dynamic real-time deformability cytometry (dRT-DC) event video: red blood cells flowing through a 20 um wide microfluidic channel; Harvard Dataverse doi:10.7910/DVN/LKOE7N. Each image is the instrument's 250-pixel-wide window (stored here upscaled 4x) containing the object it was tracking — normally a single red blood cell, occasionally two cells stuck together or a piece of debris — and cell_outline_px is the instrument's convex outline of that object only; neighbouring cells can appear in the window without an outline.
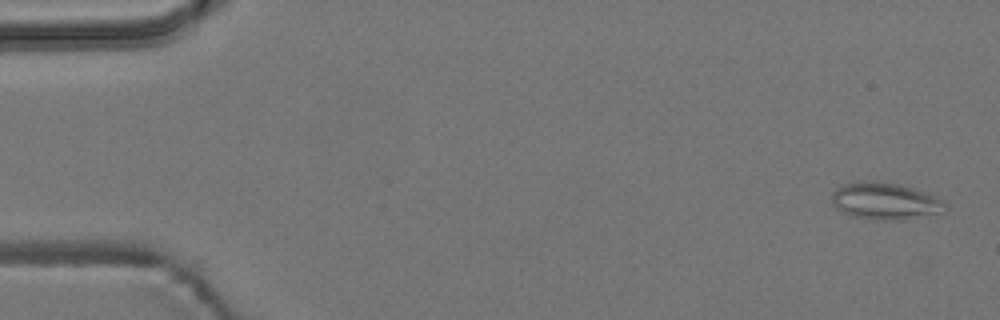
{"species": "common noctule bat (a hibernating species)", "species_latin": "Nyctalus noctula", "temperature_condition": "room temperature", "stored_images_in_passage": 56, "camera_frame_rate_fps": 3000, "um_per_image_px": 0.085, "animal": {"sex": "male", "body_mass_g": 19.2, "forearm_length_mm": 51.8}, "frame": {"image": 1, "passage_image": 2, "time_ms": 0.333, "image_size_px": [1000, 320], "cell_outline_px": [[948, 208], [944, 212], [904, 220], [880, 220], [852, 216], [836, 208], [832, 204], [832, 192], [840, 184], [856, 180], [872, 180], [900, 184], [928, 192], [944, 200], [948, 204]], "centroid_in_image_um": [75.26, 17.07], "position_along_channel_um": 9.7, "area_um2": 25.14}}
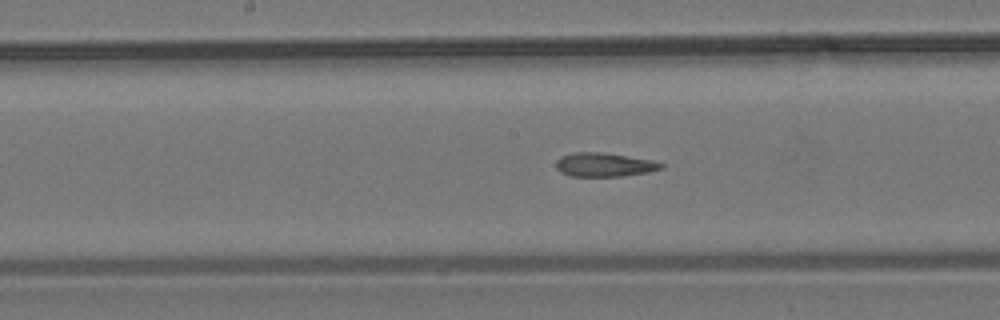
{"frame": {"image": 2, "passage_image": 28, "time_ms": 9.0, "image_size_px": [1000, 320], "cell_outline_px": [[664, 168], [648, 172], [620, 176], [568, 176], [560, 172], [556, 168], [556, 160], [560, 156], [572, 152], [600, 152], [652, 160], [664, 164]], "centroid_in_image_um": [51.32, 14.0], "position_along_channel_um": 196.9, "area_um2": 14.62}}
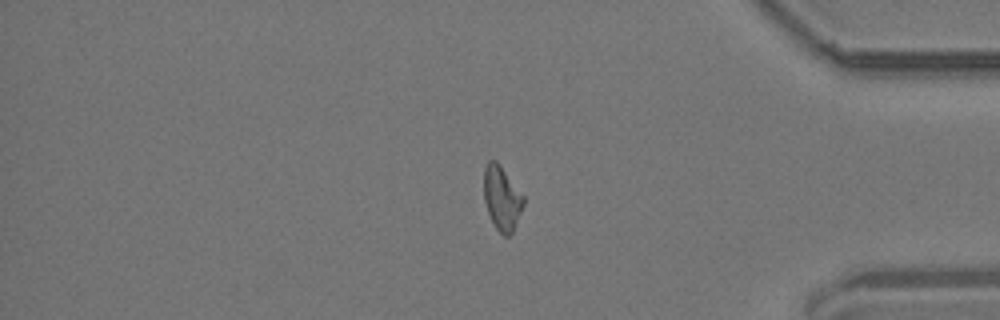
{"frame": {"image": 3, "passage_image": 46, "time_ms": 15.0, "image_size_px": [1000, 320], "cell_outline_px": [[524, 204], [512, 232], [508, 236], [504, 236], [496, 228], [488, 212], [484, 200], [484, 168], [488, 160], [496, 160], [500, 164], [524, 196]], "centroid_in_image_um": [42.65, 16.81], "position_along_channel_um": 392.5, "area_um2": 14.68}}